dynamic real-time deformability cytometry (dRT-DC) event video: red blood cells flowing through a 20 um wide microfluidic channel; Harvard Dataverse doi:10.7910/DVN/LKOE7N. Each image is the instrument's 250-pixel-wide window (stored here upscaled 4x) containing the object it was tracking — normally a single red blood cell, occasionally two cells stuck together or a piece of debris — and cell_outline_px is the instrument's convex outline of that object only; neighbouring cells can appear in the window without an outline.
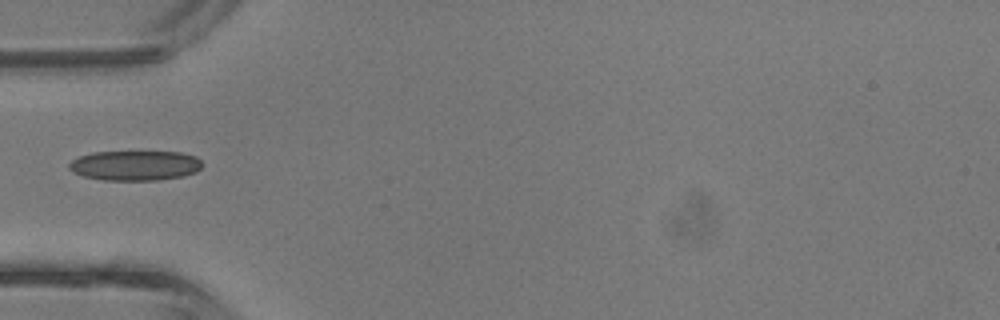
{"species": "common noctule bat (a hibernating species)", "species_latin": "Nyctalus noctula", "temperature_condition": "room temperature", "stored_images_in_passage": 2, "camera_frame_rate_fps": 3000, "um_per_image_px": 0.085, "animal": {"sex": "male", "body_mass_g": 13.3}, "frame": {"image": 1, "passage_image": 2, "time_ms": 0.333, "image_size_px": [1000, 320], "cell_outline_px": [[200, 168], [196, 172], [184, 176], [156, 180], [104, 180], [84, 176], [72, 172], [68, 168], [68, 164], [72, 160], [80, 156], [92, 152], [180, 152], [196, 156], [200, 160]], "centroid_in_image_um": [11.46, 14.07], "position_along_channel_um": 73.5, "area_um2": 23.18}}